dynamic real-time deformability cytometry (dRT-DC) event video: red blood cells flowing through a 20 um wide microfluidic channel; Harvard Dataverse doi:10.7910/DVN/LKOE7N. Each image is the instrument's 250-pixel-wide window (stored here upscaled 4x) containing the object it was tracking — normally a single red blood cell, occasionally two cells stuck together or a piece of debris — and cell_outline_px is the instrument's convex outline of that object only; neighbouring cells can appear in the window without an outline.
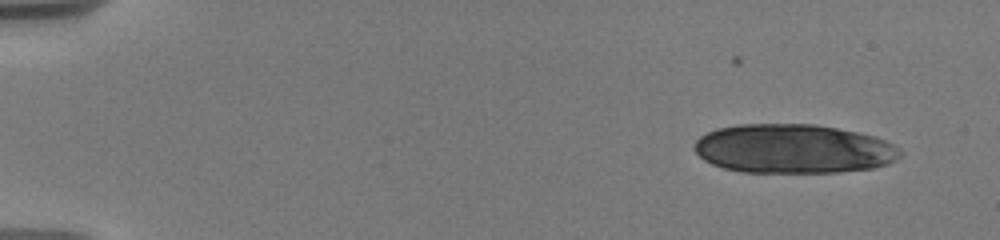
{"species": "human", "species_latin": "Homo sapiens", "temperature_condition": "warm", "stored_images_in_passage": 12, "camera_frame_rate_fps": 3000, "um_per_image_px": 0.085, "donor": {"sex": "male"}, "frame": {"image": 1, "passage_image": 1, "time_ms": 0.0, "image_size_px": [1000, 240], "cell_outline_px": [[904, 152], [896, 160], [888, 164], [872, 168], [840, 172], [740, 172], [724, 168], [712, 164], [704, 160], [692, 148], [692, 144], [700, 136], [716, 128], [736, 124], [816, 124], [876, 136], [900, 148]], "centroid_in_image_um": [67.43, 12.64], "position_along_channel_um": 17.6, "area_um2": 59.36}}
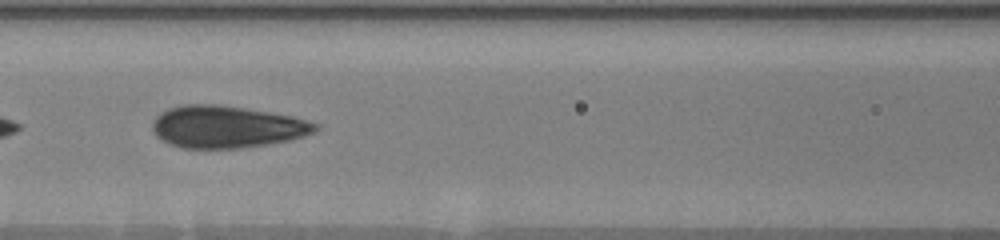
{"frame": {"image": 2, "passage_image": 9, "time_ms": 7.333, "image_size_px": [1000, 240], "cell_outline_px": [[320, 128], [304, 136], [288, 140], [240, 148], [180, 148], [168, 144], [160, 140], [152, 132], [152, 124], [156, 116], [160, 112], [168, 108], [184, 104], [220, 104], [292, 116], [320, 124]], "centroid_in_image_um": [19.21, 10.77], "position_along_channel_um": 147.4, "area_um2": 40.11}}
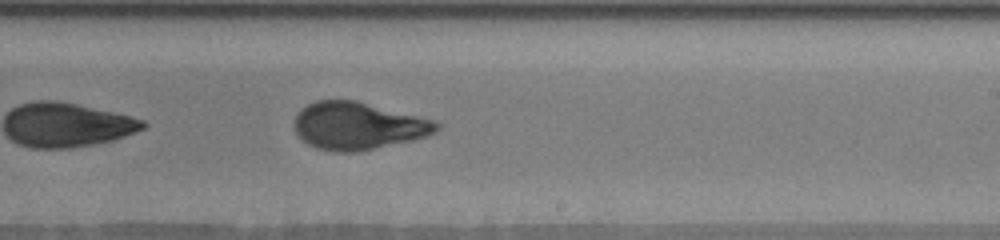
{"frame": {"image": 3, "passage_image": 12, "time_ms": 10.333, "image_size_px": [1000, 240], "cell_outline_px": [[440, 128], [436, 132], [428, 136], [412, 140], [356, 152], [336, 152], [316, 148], [308, 144], [296, 132], [296, 116], [308, 104], [316, 100], [356, 100], [436, 120], [440, 124]], "centroid_in_image_um": [30.49, 10.69], "position_along_channel_um": 258.5, "area_um2": 39.13}}